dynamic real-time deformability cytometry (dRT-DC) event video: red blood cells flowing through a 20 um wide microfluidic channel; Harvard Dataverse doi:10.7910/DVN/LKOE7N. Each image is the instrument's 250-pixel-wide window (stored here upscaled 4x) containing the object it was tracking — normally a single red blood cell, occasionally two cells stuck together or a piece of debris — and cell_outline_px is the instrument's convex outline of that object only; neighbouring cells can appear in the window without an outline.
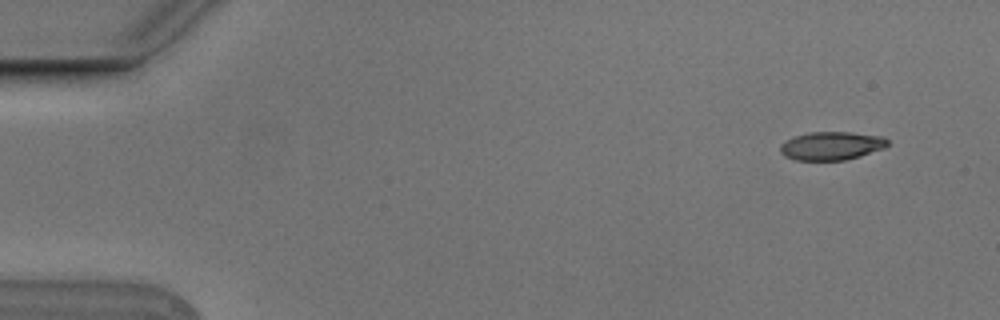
{"species": "Egyptian fruit bat (a non-hibernating species)", "species_latin": "Rousettus aegyptiacus", "temperature_condition": "cold", "stored_images_in_passage": 6, "camera_frame_rate_fps": 3000, "um_per_image_px": 0.085, "animal": {"sex": "male"}, "frame": {"image": 1, "passage_image": 2, "time_ms": 0.333, "image_size_px": [1000, 320], "cell_outline_px": [[888, 144], [884, 148], [860, 156], [844, 160], [792, 160], [784, 156], [780, 152], [780, 144], [796, 136], [812, 132], [848, 132], [884, 136], [888, 140]], "centroid_in_image_um": [70.68, 12.4], "position_along_channel_um": 14.3, "area_um2": 17.69}}
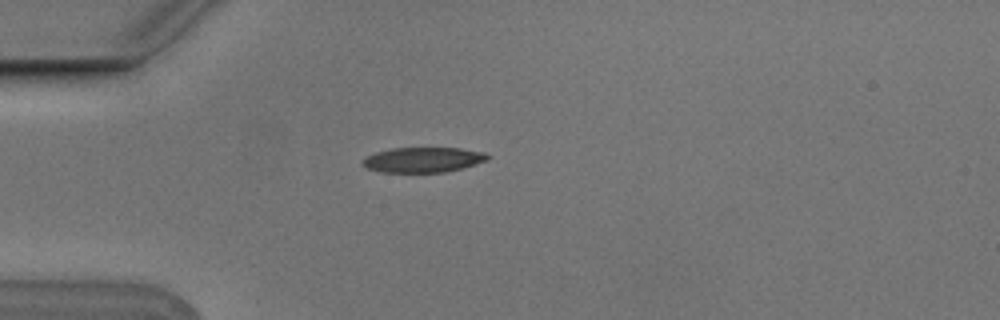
{"frame": {"image": 2, "passage_image": 5, "time_ms": 1.333, "image_size_px": [1000, 320], "cell_outline_px": [[492, 156], [488, 160], [476, 164], [444, 172], [380, 172], [368, 168], [360, 164], [360, 160], [376, 152], [392, 148], [460, 148], [484, 152]], "centroid_in_image_um": [35.96, 13.58], "position_along_channel_um": 49.0, "area_um2": 18.32}}